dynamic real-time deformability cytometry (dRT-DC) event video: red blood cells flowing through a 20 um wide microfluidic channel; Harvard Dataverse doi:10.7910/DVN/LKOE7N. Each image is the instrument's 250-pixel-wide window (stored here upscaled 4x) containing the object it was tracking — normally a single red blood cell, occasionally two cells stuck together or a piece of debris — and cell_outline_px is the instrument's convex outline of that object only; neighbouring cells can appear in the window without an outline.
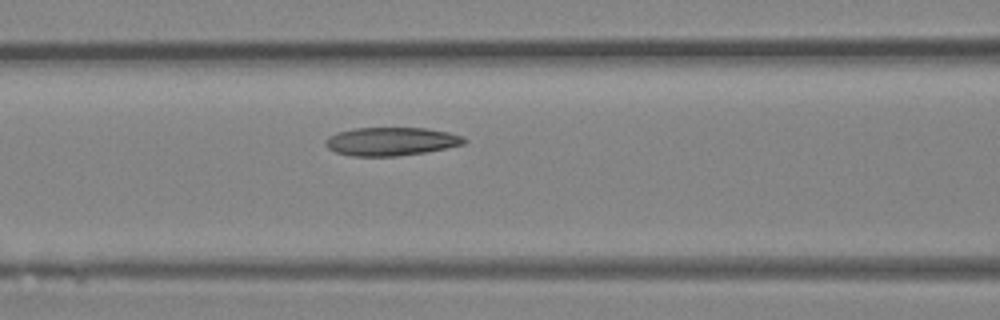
{"species": "Egyptian fruit bat (a non-hibernating species)", "species_latin": "Rousettus aegyptiacus", "temperature_condition": "room temperature", "stored_images_in_passage": 31, "camera_frame_rate_fps": 3000, "um_per_image_px": 0.085, "animal": {"sex": "female"}, "frame": {"image": 1, "passage_image": 13, "time_ms": 4.0, "image_size_px": [1000, 320], "cell_outline_px": [[468, 140], [464, 144], [424, 152], [396, 156], [352, 156], [336, 152], [328, 148], [324, 140], [328, 136], [336, 132], [356, 128], [424, 128], [448, 132], [464, 136]], "centroid_in_image_um": [33.23, 12.01], "position_along_channel_um": 133.4, "area_um2": 22.83}}
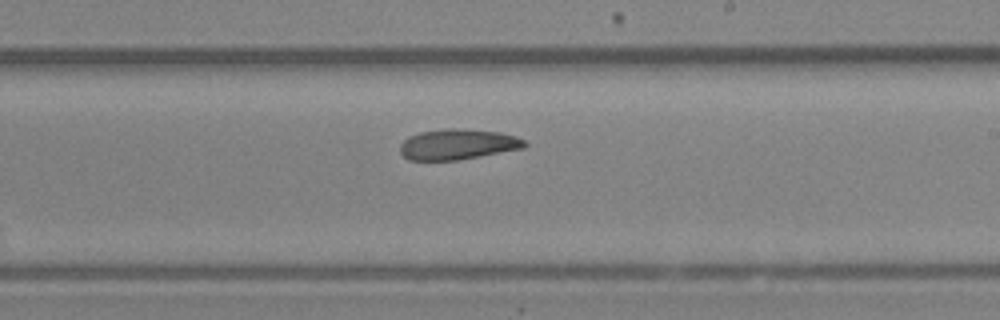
{"frame": {"image": 2, "passage_image": 20, "time_ms": 6.333, "image_size_px": [1000, 320], "cell_outline_px": [[528, 144], [524, 148], [480, 156], [456, 160], [408, 160], [400, 152], [400, 144], [408, 136], [420, 132], [448, 128], [452, 128], [500, 132], [516, 136], [524, 140]], "centroid_in_image_um": [38.9, 12.27], "position_along_channel_um": 250.1, "area_um2": 22.08}}
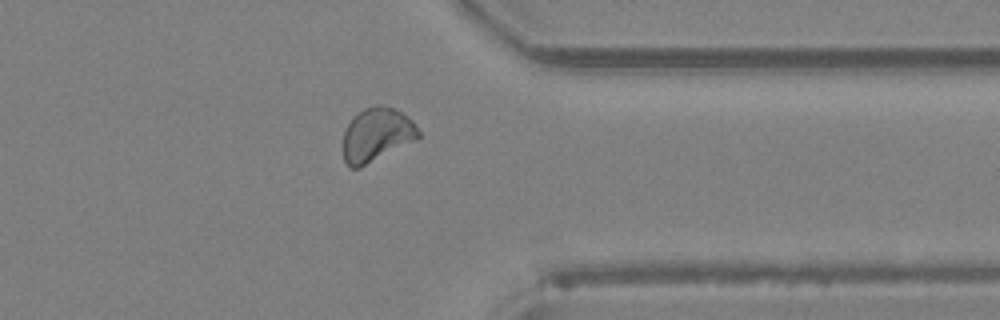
{"frame": {"image": 3, "passage_image": 28, "time_ms": 9.0, "image_size_px": [1000, 320], "cell_outline_px": [[420, 136], [416, 140], [360, 168], [348, 168], [344, 160], [344, 132], [352, 116], [364, 108], [376, 104], [380, 104], [392, 108], [408, 116], [416, 124], [420, 132]], "centroid_in_image_um": [32.02, 11.45], "position_along_channel_um": 379.4, "area_um2": 23.76}}